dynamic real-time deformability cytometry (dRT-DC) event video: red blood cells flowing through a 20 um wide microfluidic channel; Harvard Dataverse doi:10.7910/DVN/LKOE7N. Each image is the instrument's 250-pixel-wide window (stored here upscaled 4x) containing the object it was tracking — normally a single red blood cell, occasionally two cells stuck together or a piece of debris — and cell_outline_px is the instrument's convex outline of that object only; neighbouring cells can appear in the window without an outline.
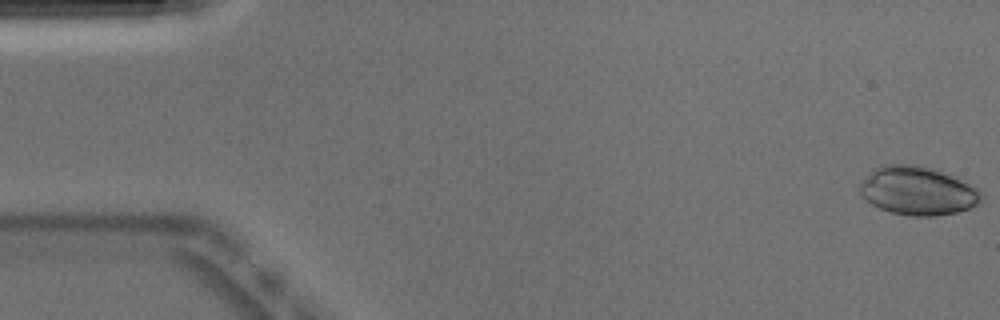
{"species": "Egyptian fruit bat (a non-hibernating species)", "species_latin": "Rousettus aegyptiacus", "temperature_condition": "warm", "stored_images_in_passage": 51, "camera_frame_rate_fps": 3000, "um_per_image_px": 0.085, "animal": {"sex": "male"}, "frame": {"image": 1, "passage_image": 1, "time_ms": 0.0, "image_size_px": [1000, 320], "cell_outline_px": [[980, 200], [976, 204], [968, 208], [956, 212], [932, 216], [912, 216], [892, 212], [880, 208], [872, 204], [860, 192], [860, 184], [872, 168], [888, 164], [908, 164], [928, 168], [956, 176], [968, 184], [980, 196]], "centroid_in_image_um": [77.93, 16.21], "position_along_channel_um": 7.1, "area_um2": 33.47}}
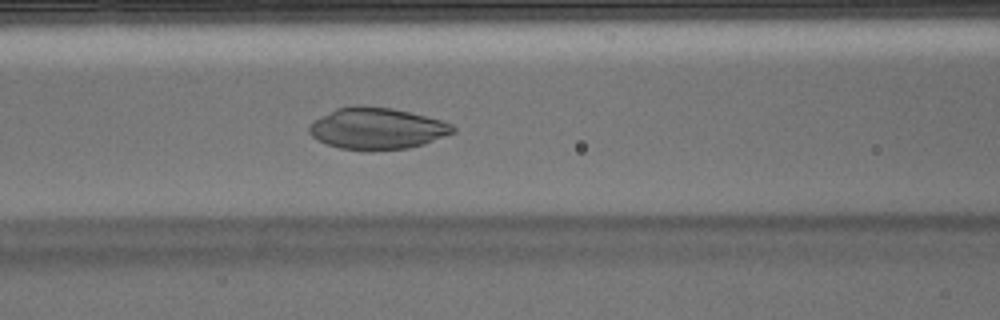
{"frame": {"image": 2, "passage_image": 21, "time_ms": 6.667, "image_size_px": [1000, 320], "cell_outline_px": [[456, 132], [424, 144], [408, 148], [368, 152], [340, 148], [328, 144], [312, 136], [308, 132], [308, 128], [316, 120], [336, 108], [356, 104], [360, 104], [392, 108], [440, 120], [452, 124], [456, 128]], "centroid_in_image_um": [32.06, 10.93], "position_along_channel_um": 134.5, "area_um2": 34.97}}
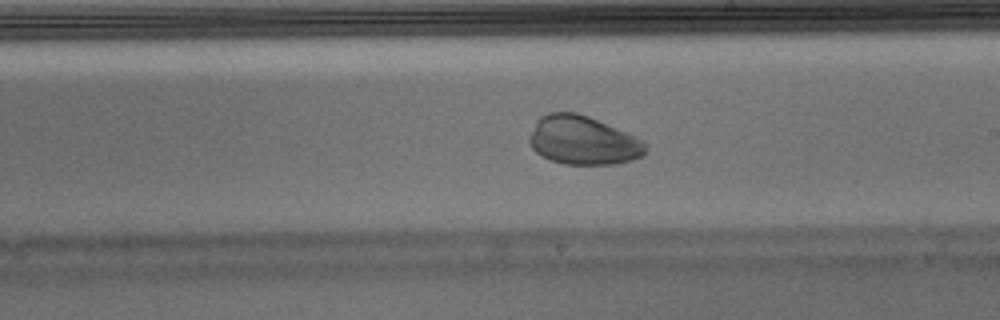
{"frame": {"image": 3, "passage_image": 29, "time_ms": 9.333, "image_size_px": [1000, 320], "cell_outline_px": [[648, 144], [644, 156], [632, 160], [616, 164], [564, 164], [540, 156], [532, 148], [528, 140], [528, 136], [536, 120], [540, 116], [548, 112], [576, 112], [588, 116], [636, 136], [644, 140]], "centroid_in_image_um": [49.55, 11.93], "position_along_channel_um": 239.4, "area_um2": 33.35}}